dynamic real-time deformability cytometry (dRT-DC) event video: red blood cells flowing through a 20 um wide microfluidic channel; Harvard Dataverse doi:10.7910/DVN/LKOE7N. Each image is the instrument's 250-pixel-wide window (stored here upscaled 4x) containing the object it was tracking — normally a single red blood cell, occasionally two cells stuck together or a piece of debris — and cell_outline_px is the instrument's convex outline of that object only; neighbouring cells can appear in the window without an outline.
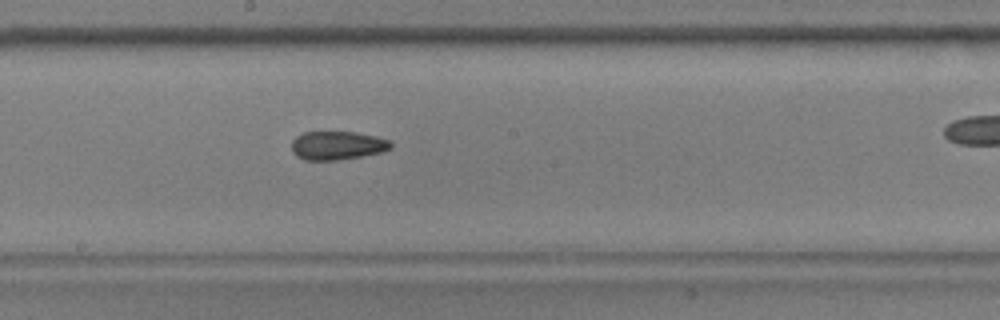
{"species": "common noctule bat (a hibernating species)", "species_latin": "Nyctalus noctula", "temperature_condition": "warm", "stored_images_in_passage": 37, "camera_frame_rate_fps": 3000, "um_per_image_px": 0.085, "animal": {"sex": "male", "body_mass_g": 17.9, "forearm_length_mm": 54.2}, "frame": {"image": 1, "passage_image": 22, "time_ms": 7.0, "image_size_px": [1000, 320], "cell_outline_px": [[392, 148], [384, 152], [336, 160], [304, 160], [296, 156], [292, 152], [292, 140], [296, 136], [304, 132], [352, 132], [376, 136], [388, 140], [392, 144]], "centroid_in_image_um": [28.66, 12.37], "position_along_channel_um": 219.5, "area_um2": 16.53}}
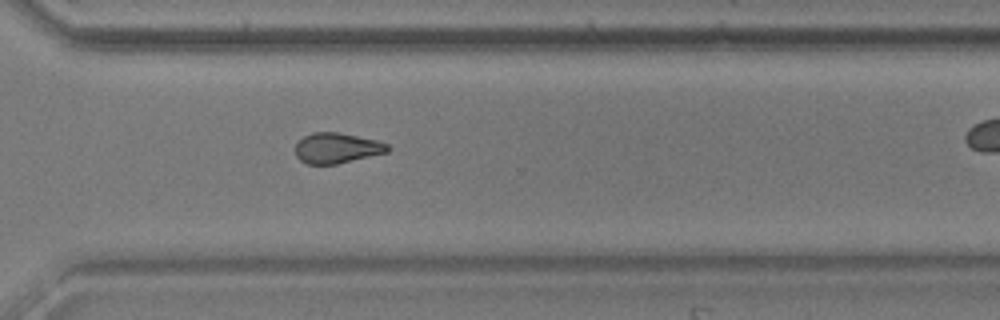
{"frame": {"image": 2, "passage_image": 32, "time_ms": 10.333, "image_size_px": [1000, 320], "cell_outline_px": [[388, 152], [336, 164], [308, 164], [300, 160], [296, 156], [296, 144], [304, 136], [312, 132], [340, 132], [376, 140], [388, 144]], "centroid_in_image_um": [28.62, 12.58], "position_along_channel_um": 342.0, "area_um2": 16.24}}